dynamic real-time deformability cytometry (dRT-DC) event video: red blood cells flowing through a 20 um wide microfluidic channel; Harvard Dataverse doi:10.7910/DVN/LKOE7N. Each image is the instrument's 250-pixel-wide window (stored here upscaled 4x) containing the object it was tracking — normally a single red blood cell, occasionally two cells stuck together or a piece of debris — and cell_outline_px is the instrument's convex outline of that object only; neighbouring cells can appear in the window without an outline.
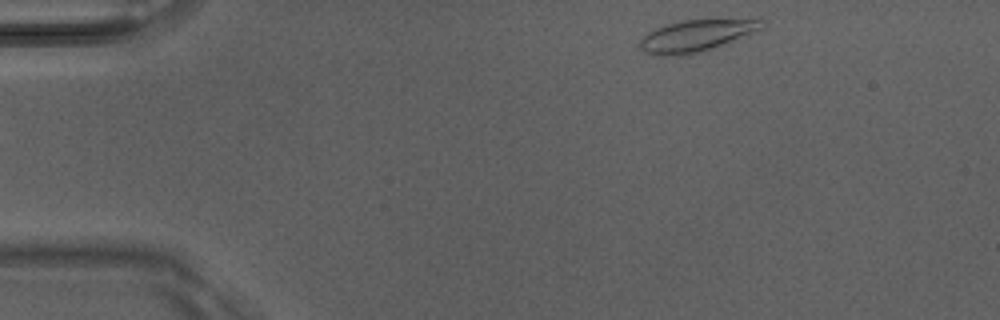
{"species": "Egyptian fruit bat (a non-hibernating species)", "species_latin": "Rousettus aegyptiacus", "temperature_condition": "room temperature", "stored_images_in_passage": 3, "camera_frame_rate_fps": 3000, "um_per_image_px": 0.085, "animal": {"sex": "male"}, "frame": {"image": 1, "passage_image": 1, "time_ms": 0.0, "image_size_px": [1000, 320], "cell_outline_px": [[764, 28], [712, 48], [684, 56], [660, 56], [644, 52], [640, 48], [640, 40], [648, 32], [664, 24], [680, 20], [760, 16]], "centroid_in_image_um": [59.25, 2.98], "position_along_channel_um": 25.8, "area_um2": 23.29}}